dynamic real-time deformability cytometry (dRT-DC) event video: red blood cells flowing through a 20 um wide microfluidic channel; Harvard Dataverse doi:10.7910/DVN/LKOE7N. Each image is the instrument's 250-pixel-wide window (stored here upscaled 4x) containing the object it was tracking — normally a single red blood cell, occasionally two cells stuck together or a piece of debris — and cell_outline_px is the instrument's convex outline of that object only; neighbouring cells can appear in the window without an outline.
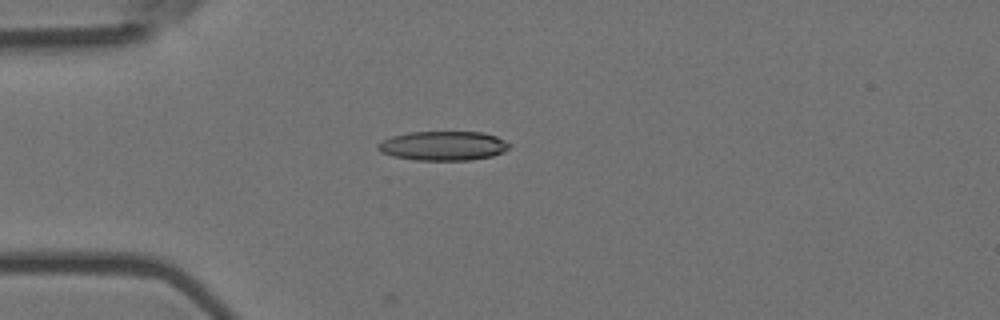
{"species": "Egyptian fruit bat (a non-hibernating species)", "species_latin": "Rousettus aegyptiacus", "temperature_condition": "room temperature", "stored_images_in_passage": 4, "camera_frame_rate_fps": 3000, "um_per_image_px": 0.085, "animal": {"sex": "female"}, "frame": {"image": 1, "passage_image": 4, "time_ms": 1.0, "image_size_px": [1000, 320], "cell_outline_px": [[508, 148], [504, 152], [492, 156], [472, 160], [416, 160], [392, 156], [380, 152], [376, 148], [376, 144], [392, 136], [408, 132], [484, 132], [496, 136], [504, 140], [508, 144]], "centroid_in_image_um": [37.64, 12.39], "position_along_channel_um": 47.4, "area_um2": 22.48}}